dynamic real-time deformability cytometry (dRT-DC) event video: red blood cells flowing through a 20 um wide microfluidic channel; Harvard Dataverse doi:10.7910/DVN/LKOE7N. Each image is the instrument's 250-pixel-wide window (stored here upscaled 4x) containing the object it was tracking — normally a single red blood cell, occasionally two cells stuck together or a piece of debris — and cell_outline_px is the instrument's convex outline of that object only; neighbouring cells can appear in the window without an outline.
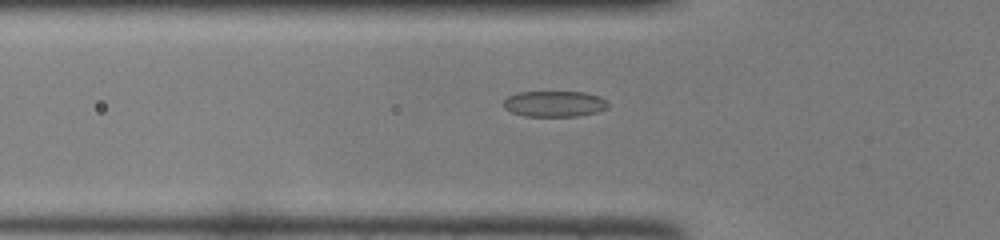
{"species": "common noctule bat (a hibernating species)", "species_latin": "Nyctalus noctula", "temperature_condition": "room temperature", "stored_images_in_passage": 34, "camera_frame_rate_fps": 3000, "um_per_image_px": 0.085, "animal": {"sex": "female", "body_mass_g": 22.0, "forearm_length_mm": 56.7}, "frame": {"image": 1, "passage_image": 7, "time_ms": 2.0, "image_size_px": [1000, 240], "cell_outline_px": [[608, 108], [596, 112], [576, 116], [524, 116], [512, 112], [504, 108], [504, 100], [508, 96], [516, 92], [584, 92], [600, 96], [608, 104]], "centroid_in_image_um": [47.11, 8.82], "position_along_channel_um": 78.7, "area_um2": 15.72}}
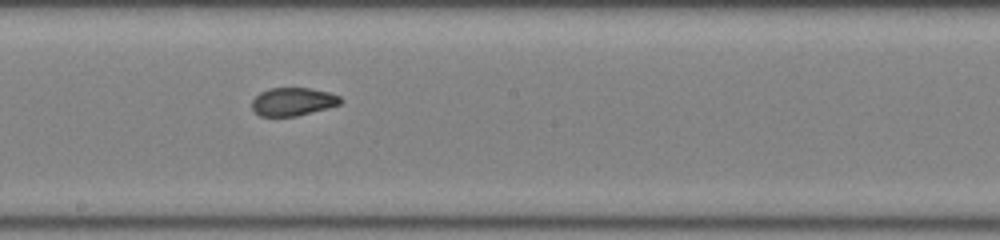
{"frame": {"image": 2, "passage_image": 17, "time_ms": 5.333, "image_size_px": [1000, 240], "cell_outline_px": [[344, 100], [340, 104], [328, 108], [296, 116], [260, 116], [252, 108], [252, 100], [260, 92], [268, 88], [308, 88], [328, 92], [340, 96]], "centroid_in_image_um": [24.91, 8.64], "position_along_channel_um": 223.3, "area_um2": 14.51}}
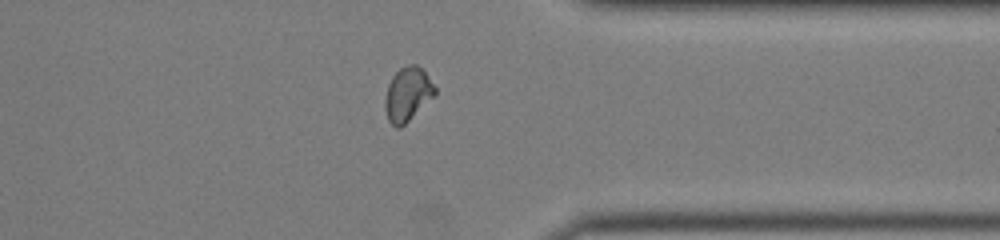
{"frame": {"image": 3, "passage_image": 28, "time_ms": 9.0, "image_size_px": [1000, 240], "cell_outline_px": [[436, 92], [400, 128], [396, 128], [388, 120], [384, 108], [384, 100], [388, 84], [392, 76], [400, 68], [408, 64], [416, 64], [424, 72], [436, 88]], "centroid_in_image_um": [34.59, 8.0], "position_along_channel_um": 376.8, "area_um2": 15.26}}